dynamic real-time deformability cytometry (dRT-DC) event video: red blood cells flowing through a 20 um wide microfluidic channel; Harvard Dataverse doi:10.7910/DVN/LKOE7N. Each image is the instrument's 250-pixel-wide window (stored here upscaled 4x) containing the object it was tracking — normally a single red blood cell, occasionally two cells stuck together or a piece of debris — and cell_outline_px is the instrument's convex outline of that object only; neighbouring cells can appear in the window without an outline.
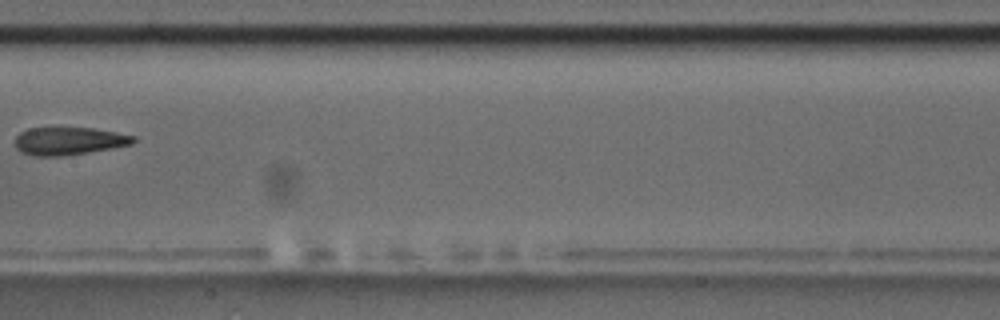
{"species": "common noctule bat (a hibernating species)", "species_latin": "Nyctalus noctula", "temperature_condition": "room temperature", "stored_images_in_passage": 7, "camera_frame_rate_fps": 3000, "um_per_image_px": 0.085, "animal": {"sex": "male", "body_mass_g": 17.5, "forearm_length_mm": 52.3}, "frame": {"image": 1, "passage_image": 4, "time_ms": 3.667, "image_size_px": [1000, 320], "cell_outline_px": [[136, 140], [132, 144], [112, 148], [88, 152], [60, 156], [32, 156], [20, 152], [16, 148], [16, 136], [20, 132], [28, 128], [92, 128], [116, 132], [136, 136]], "centroid_in_image_um": [5.85, 11.99], "position_along_channel_um": 201.6, "area_um2": 19.13}}
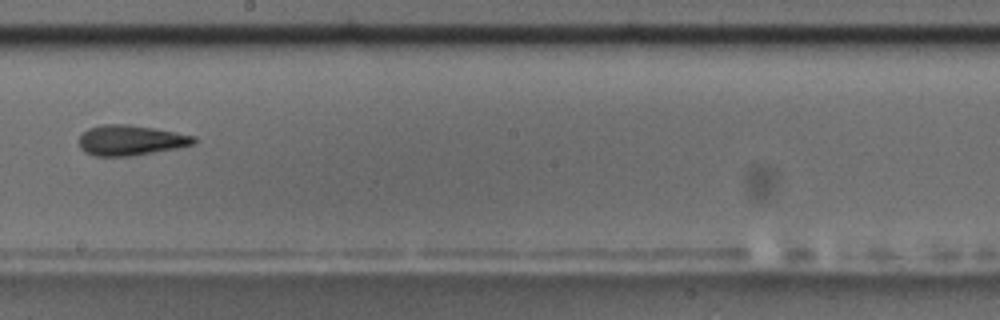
{"frame": {"image": 2, "passage_image": 5, "time_ms": 4.667, "image_size_px": [1000, 320], "cell_outline_px": [[196, 144], [180, 148], [132, 156], [92, 156], [84, 152], [80, 148], [80, 136], [88, 128], [104, 124], [128, 124], [176, 132], [196, 136]], "centroid_in_image_um": [11.13, 11.93], "position_along_channel_um": 237.1, "area_um2": 20.46}}
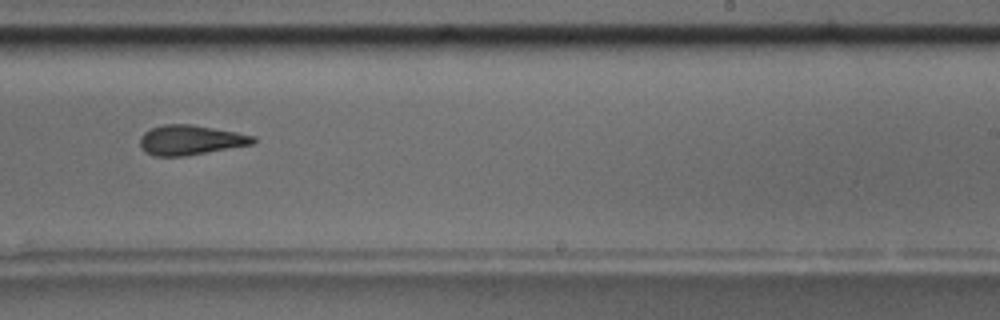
{"frame": {"image": 3, "passage_image": 6, "time_ms": 5.667, "image_size_px": [1000, 320], "cell_outline_px": [[256, 140], [252, 144], [184, 156], [156, 156], [144, 152], [140, 148], [140, 136], [144, 132], [152, 128], [164, 124], [192, 124], [236, 132], [256, 136]], "centroid_in_image_um": [16.15, 11.9], "position_along_channel_um": 272.8, "area_um2": 19.59}}